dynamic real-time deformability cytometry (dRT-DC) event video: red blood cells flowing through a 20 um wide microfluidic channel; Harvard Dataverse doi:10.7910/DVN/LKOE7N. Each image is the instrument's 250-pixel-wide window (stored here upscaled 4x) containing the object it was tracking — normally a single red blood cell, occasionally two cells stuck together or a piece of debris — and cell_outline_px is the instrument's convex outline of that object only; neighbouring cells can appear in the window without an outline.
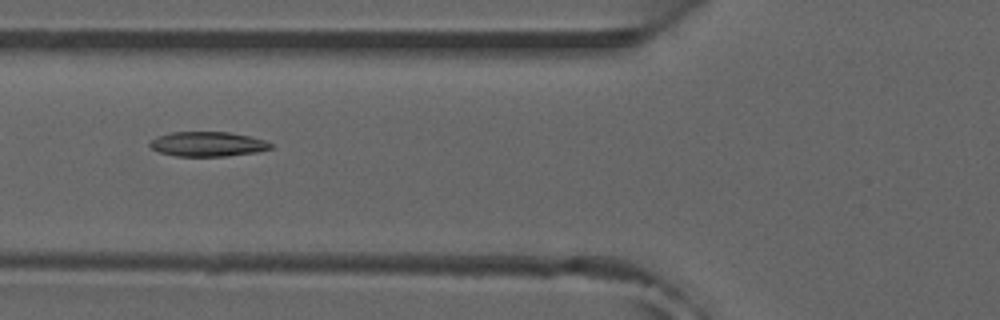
{"species": "common noctule bat (a hibernating species)", "species_latin": "Nyctalus noctula", "temperature_condition": "room temperature", "stored_images_in_passage": 21, "camera_frame_rate_fps": 3000, "um_per_image_px": 0.085, "animal": {"sex": "male", "forearm_length_mm": 52.5}, "frame": {"image": 1, "passage_image": 4, "time_ms": 1.0, "image_size_px": [1000, 320], "cell_outline_px": [[272, 148], [256, 152], [228, 156], [176, 156], [160, 152], [152, 148], [148, 144], [156, 136], [172, 132], [228, 132], [248, 136], [264, 140], [272, 144]], "centroid_in_image_um": [17.64, 12.25], "position_along_channel_um": 108.2, "area_um2": 17.28}}
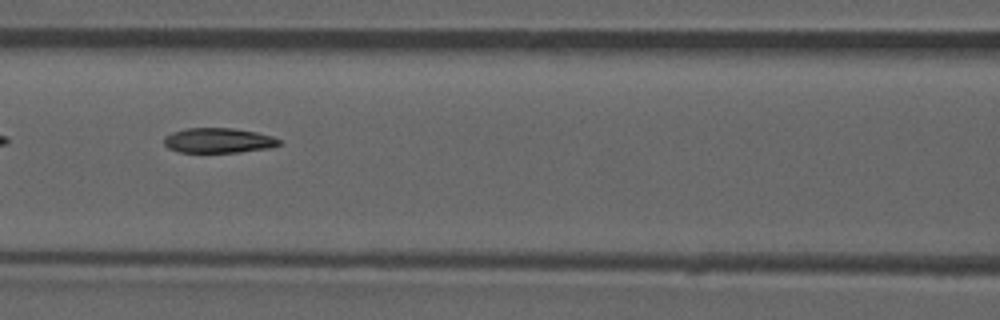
{"frame": {"image": 2, "passage_image": 7, "time_ms": 2.0, "image_size_px": [1000, 320], "cell_outline_px": [[280, 144], [268, 148], [240, 152], [180, 152], [168, 148], [164, 144], [164, 136], [172, 132], [184, 128], [232, 128], [256, 132], [272, 136], [280, 140]], "centroid_in_image_um": [18.53, 11.93], "position_along_channel_um": 148.1, "area_um2": 16.7}}